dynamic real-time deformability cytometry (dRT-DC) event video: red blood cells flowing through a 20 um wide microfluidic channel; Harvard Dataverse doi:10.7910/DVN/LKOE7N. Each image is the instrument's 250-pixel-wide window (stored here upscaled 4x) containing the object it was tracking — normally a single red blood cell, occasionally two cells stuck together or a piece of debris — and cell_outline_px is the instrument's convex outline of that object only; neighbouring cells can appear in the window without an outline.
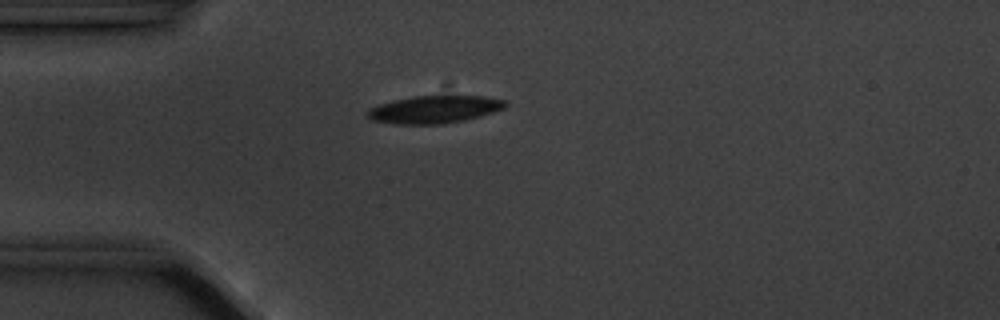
{"species": "common noctule bat (a hibernating species)", "species_latin": "Nyctalus noctula", "temperature_condition": "cold", "stored_images_in_passage": 4, "camera_frame_rate_fps": 3000, "um_per_image_px": 0.085, "animal": {"sex": "male", "body_mass_g": 20.1, "forearm_length_mm": 53.5}, "frame": {"image": 1, "passage_image": 4, "time_ms": 4.333, "image_size_px": [1000, 320], "cell_outline_px": [[508, 104], [504, 108], [480, 116], [464, 120], [440, 124], [396, 124], [372, 120], [364, 116], [364, 112], [368, 108], [380, 104], [412, 96], [484, 96], [504, 100]], "centroid_in_image_um": [36.87, 9.3], "position_along_channel_um": 48.1, "area_um2": 22.14}}